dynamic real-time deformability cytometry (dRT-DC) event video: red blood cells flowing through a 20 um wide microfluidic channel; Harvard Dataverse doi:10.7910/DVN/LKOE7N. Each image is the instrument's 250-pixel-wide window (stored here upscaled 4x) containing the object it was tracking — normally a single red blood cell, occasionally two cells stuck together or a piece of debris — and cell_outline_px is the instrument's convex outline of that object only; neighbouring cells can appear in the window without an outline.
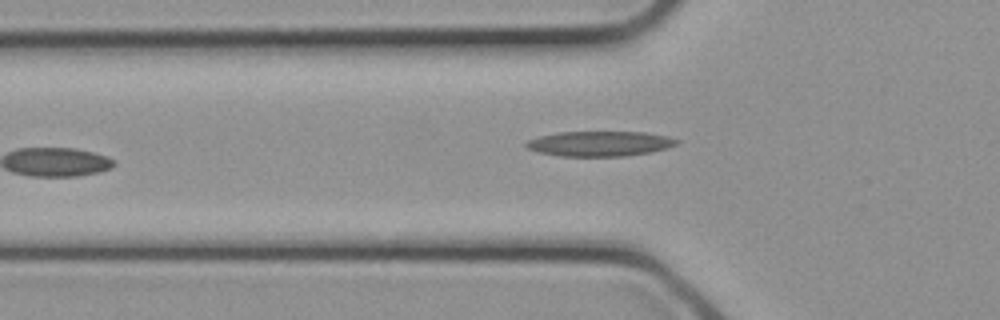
{"species": "common noctule bat (a hibernating species)", "species_latin": "Nyctalus noctula", "temperature_condition": "cold", "stored_images_in_passage": 11, "camera_frame_rate_fps": 3000, "um_per_image_px": 0.085, "animal": {"sex": "female", "body_mass_g": 21.9}, "frame": {"image": 1, "passage_image": 11, "time_ms": 3.333, "image_size_px": [1000, 320], "cell_outline_px": [[680, 144], [668, 148], [652, 152], [624, 156], [560, 156], [540, 152], [528, 148], [524, 144], [528, 140], [540, 136], [556, 132], [644, 132], [668, 136], [680, 140]], "centroid_in_image_um": [51.04, 12.21], "position_along_channel_um": 74.8, "area_um2": 22.08}}